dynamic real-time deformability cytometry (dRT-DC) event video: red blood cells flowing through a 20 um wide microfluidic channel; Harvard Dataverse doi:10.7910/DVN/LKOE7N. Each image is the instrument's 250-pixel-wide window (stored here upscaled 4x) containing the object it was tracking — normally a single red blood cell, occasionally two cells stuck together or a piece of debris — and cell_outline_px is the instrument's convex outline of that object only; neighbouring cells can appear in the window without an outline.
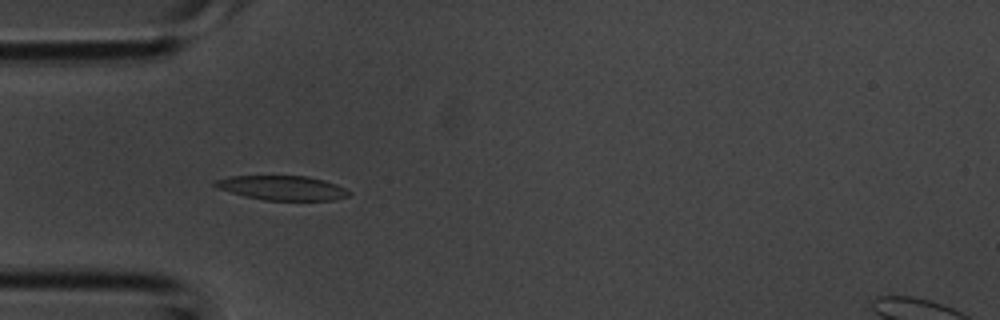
{"species": "common noctule bat (a hibernating species)", "species_latin": "Nyctalus noctula", "temperature_condition": "room temperature", "stored_images_in_passage": 4, "camera_frame_rate_fps": 3000, "um_per_image_px": 0.085, "animal": {"sex": "male", "body_mass_g": 20.1, "forearm_length_mm": 53.5}, "frame": {"image": 1, "passage_image": 3, "time_ms": 0.667, "image_size_px": [1000, 320], "cell_outline_px": [[352, 192], [348, 196], [332, 200], [264, 200], [244, 196], [216, 188], [212, 184], [212, 180], [228, 176], [308, 176], [324, 180], [336, 184]], "centroid_in_image_um": [23.94, 15.96], "position_along_channel_um": 61.1, "area_um2": 19.19}}
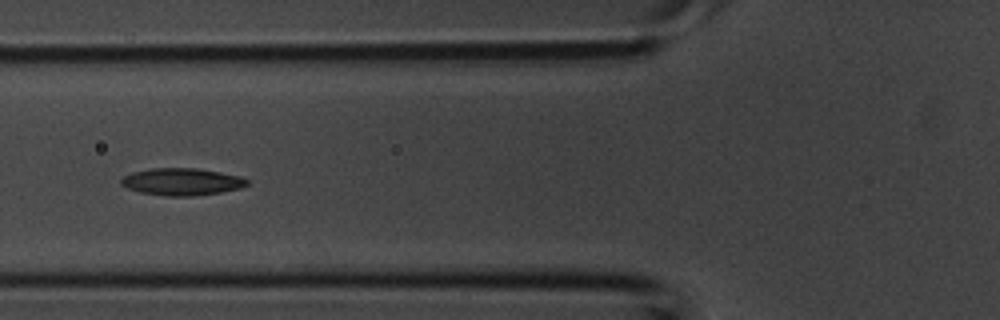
{"frame": {"image": 2, "passage_image": 4, "time_ms": 1.0, "image_size_px": [1000, 320], "cell_outline_px": [[248, 184], [240, 188], [220, 192], [192, 196], [164, 196], [140, 192], [128, 188], [120, 184], [120, 180], [124, 176], [132, 172], [152, 168], [196, 168], [220, 172], [240, 176], [248, 180]], "centroid_in_image_um": [15.44, 15.44], "position_along_channel_um": 110.4, "area_um2": 19.88}}